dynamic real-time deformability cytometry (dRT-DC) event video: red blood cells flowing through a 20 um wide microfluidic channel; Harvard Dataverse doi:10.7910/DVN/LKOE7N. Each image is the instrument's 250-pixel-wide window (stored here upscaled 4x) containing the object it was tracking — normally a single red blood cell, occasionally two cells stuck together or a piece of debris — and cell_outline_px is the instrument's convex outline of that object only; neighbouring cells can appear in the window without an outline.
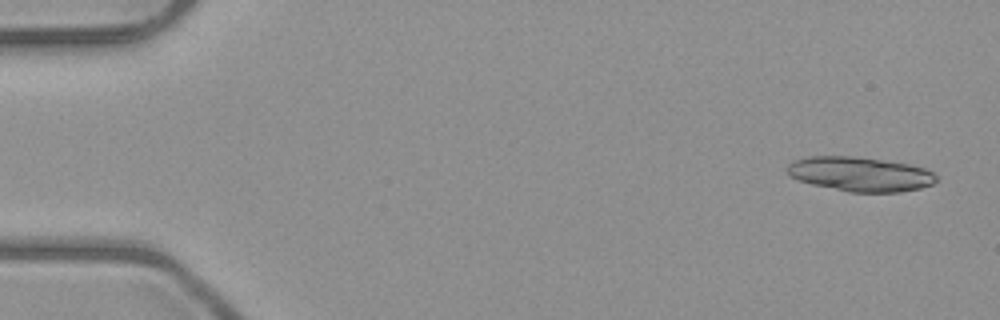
{"species": "common noctule bat (a hibernating species)", "species_latin": "Nyctalus noctula", "temperature_condition": "room temperature", "stored_images_in_passage": 5, "camera_frame_rate_fps": 3000, "um_per_image_px": 0.085, "animal": {"sex": "male", "body_mass_g": 23.1, "forearm_length_mm": 52.7}, "frame": {"image": 1, "passage_image": 1, "time_ms": 0.0, "image_size_px": [1000, 320], "cell_outline_px": [[936, 180], [932, 184], [920, 188], [900, 192], [848, 192], [812, 184], [796, 180], [788, 176], [788, 164], [796, 160], [808, 156], [856, 156], [908, 164], [924, 168], [932, 172], [936, 176]], "centroid_in_image_um": [73.08, 14.8], "position_along_channel_um": 11.9, "area_um2": 29.88}}